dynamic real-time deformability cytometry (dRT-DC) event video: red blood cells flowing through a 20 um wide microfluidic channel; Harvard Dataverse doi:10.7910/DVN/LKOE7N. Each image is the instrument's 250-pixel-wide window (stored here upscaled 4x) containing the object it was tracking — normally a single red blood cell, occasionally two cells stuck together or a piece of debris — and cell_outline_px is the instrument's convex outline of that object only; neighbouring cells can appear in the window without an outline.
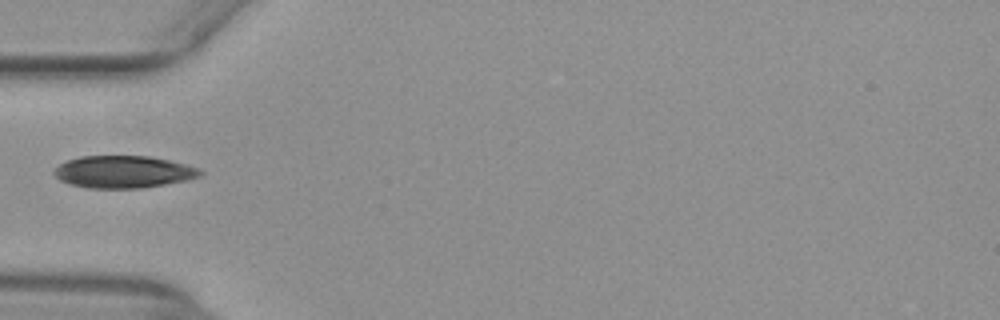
{"species": "common noctule bat (a hibernating species)", "species_latin": "Nyctalus noctula", "temperature_condition": "warm", "stored_images_in_passage": 33, "camera_frame_rate_fps": 3000, "um_per_image_px": 0.085, "animal": {"sex": "female", "body_mass_g": 29.2, "forearm_length_mm": 56.3}, "frame": {"image": 1, "passage_image": 1, "time_ms": 0.0, "image_size_px": [1000, 320], "cell_outline_px": [[204, 172], [200, 176], [188, 180], [140, 188], [88, 188], [68, 184], [60, 180], [52, 172], [60, 164], [68, 160], [80, 156], [148, 156], [168, 160], [200, 168]], "centroid_in_image_um": [10.49, 14.61], "position_along_channel_um": 74.5, "area_um2": 27.4}}
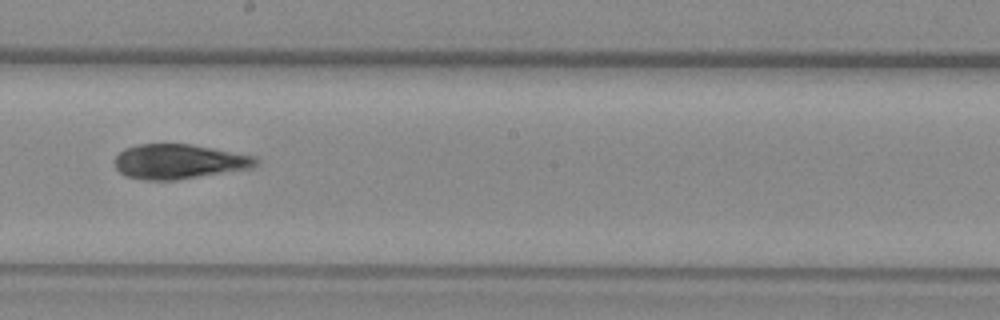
{"frame": {"image": 2, "passage_image": 13, "time_ms": 4.0, "image_size_px": [1000, 320], "cell_outline_px": [[260, 160], [252, 168], [176, 180], [140, 180], [124, 176], [116, 168], [116, 156], [124, 148], [136, 144], [188, 144], [212, 148], [256, 156]], "centroid_in_image_um": [15.2, 13.74], "position_along_channel_um": 233.0, "area_um2": 28.61}}
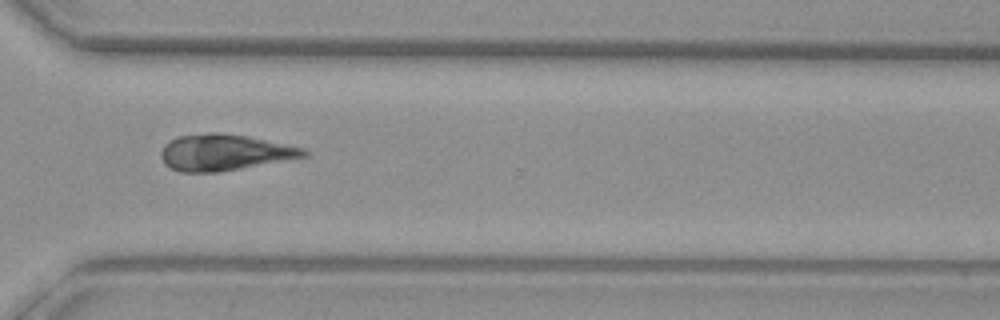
{"frame": {"image": 3, "passage_image": 22, "time_ms": 7.0, "image_size_px": [1000, 320], "cell_outline_px": [[308, 156], [240, 168], [216, 172], [180, 172], [164, 164], [160, 156], [160, 152], [164, 144], [176, 136], [212, 132], [220, 132], [248, 136], [304, 148], [308, 152]], "centroid_in_image_um": [19.03, 12.94], "position_along_channel_um": 351.6, "area_um2": 30.06}}